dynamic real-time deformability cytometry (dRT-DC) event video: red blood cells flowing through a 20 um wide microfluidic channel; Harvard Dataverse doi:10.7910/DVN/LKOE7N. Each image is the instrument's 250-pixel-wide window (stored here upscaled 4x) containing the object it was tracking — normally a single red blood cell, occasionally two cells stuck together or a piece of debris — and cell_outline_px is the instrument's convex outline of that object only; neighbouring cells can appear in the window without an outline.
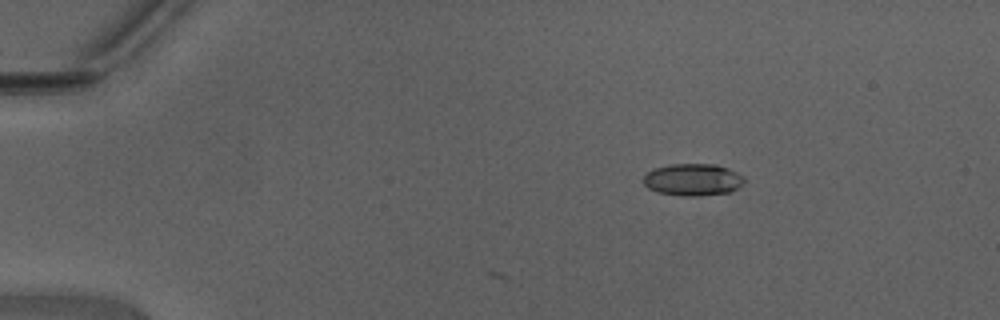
{"species": "Egyptian fruit bat (a non-hibernating species)", "species_latin": "Rousettus aegyptiacus", "temperature_condition": "warm", "stored_images_in_passage": 3, "camera_frame_rate_fps": 3000, "um_per_image_px": 0.085, "animal": {"sex": "male"}, "frame": {"image": 1, "passage_image": 1, "time_ms": 0.0, "image_size_px": [1000, 320], "cell_outline_px": [[744, 180], [736, 188], [728, 192], [700, 196], [684, 196], [656, 192], [648, 188], [644, 184], [644, 176], [648, 172], [656, 168], [672, 164], [716, 164], [728, 168], [744, 176]], "centroid_in_image_um": [58.88, 15.27], "position_along_channel_um": 26.1, "area_um2": 18.67}}